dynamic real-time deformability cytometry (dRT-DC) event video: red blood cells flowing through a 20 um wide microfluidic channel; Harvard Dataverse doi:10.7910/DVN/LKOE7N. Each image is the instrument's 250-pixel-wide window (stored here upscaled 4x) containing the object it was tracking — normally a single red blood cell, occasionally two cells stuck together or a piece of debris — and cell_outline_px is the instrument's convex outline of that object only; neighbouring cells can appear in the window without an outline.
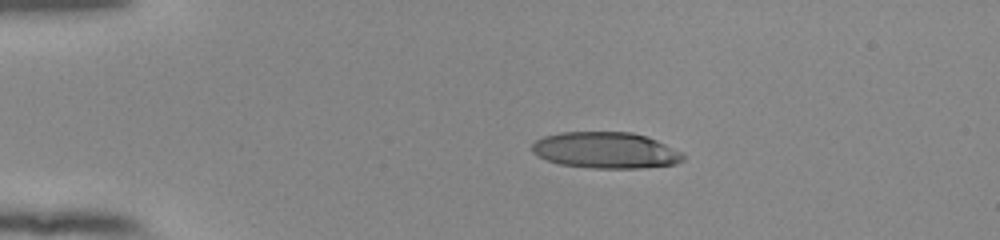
{"species": "human", "species_latin": "Homo sapiens", "temperature_condition": "room temperature", "stored_images_in_passage": 43, "camera_frame_rate_fps": 3000, "um_per_image_px": 0.085, "donor": {"sex": "female"}, "frame": {"image": 1, "passage_image": 1, "time_ms": 0.0, "image_size_px": [1000, 240], "cell_outline_px": [[684, 160], [676, 164], [640, 168], [592, 168], [560, 164], [548, 160], [532, 152], [532, 144], [536, 140], [544, 136], [560, 132], [632, 132], [656, 140], [680, 152], [684, 156]], "centroid_in_image_um": [51.47, 12.77], "position_along_channel_um": 33.5, "area_um2": 31.67}}
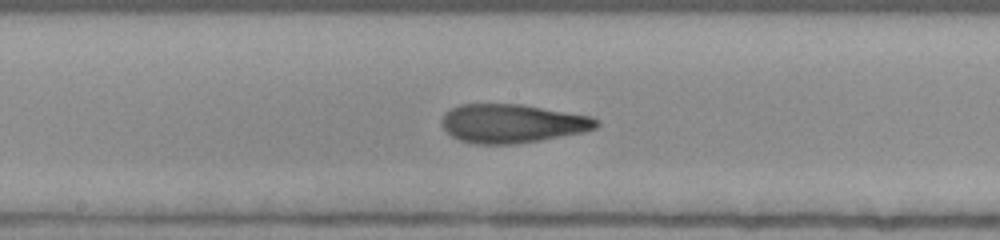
{"frame": {"image": 2, "passage_image": 19, "time_ms": 6.0, "image_size_px": [1000, 240], "cell_outline_px": [[600, 124], [596, 128], [584, 132], [540, 140], [516, 144], [476, 144], [460, 140], [452, 136], [440, 124], [444, 116], [452, 108], [460, 104], [520, 104], [592, 116], [600, 120]], "centroid_in_image_um": [43.58, 10.5], "position_along_channel_um": 204.6, "area_um2": 34.85}}
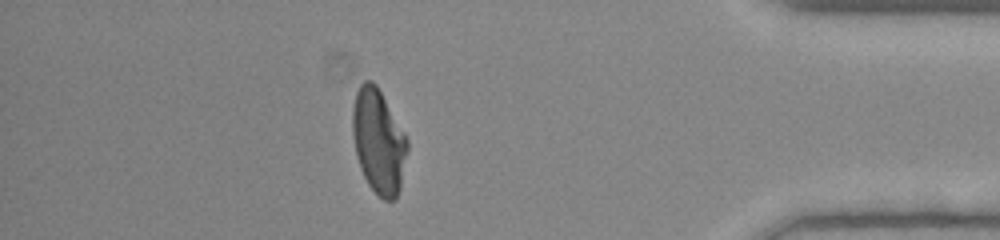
{"frame": {"image": 3, "passage_image": 37, "time_ms": 12.0, "image_size_px": [1000, 240], "cell_outline_px": [[408, 148], [400, 188], [396, 200], [384, 200], [368, 184], [360, 168], [356, 156], [352, 136], [352, 108], [356, 92], [360, 84], [364, 80], [372, 80], [376, 84], [404, 132], [408, 140]], "centroid_in_image_um": [32.16, 12.01], "position_along_channel_um": 403.0, "area_um2": 33.35}, "authors_computed_cell_mechanics": {"area_um2": 34.2754, "velocity_mm_per_s": 3.8931, "shape_relaxation_time_tau1_ms": 7.9318, "shape_relaxation_time_tau2_ms": 1.5672, "deformation_change_tau1": 0.2889, "deformation_change_tau2": 0.0985}}